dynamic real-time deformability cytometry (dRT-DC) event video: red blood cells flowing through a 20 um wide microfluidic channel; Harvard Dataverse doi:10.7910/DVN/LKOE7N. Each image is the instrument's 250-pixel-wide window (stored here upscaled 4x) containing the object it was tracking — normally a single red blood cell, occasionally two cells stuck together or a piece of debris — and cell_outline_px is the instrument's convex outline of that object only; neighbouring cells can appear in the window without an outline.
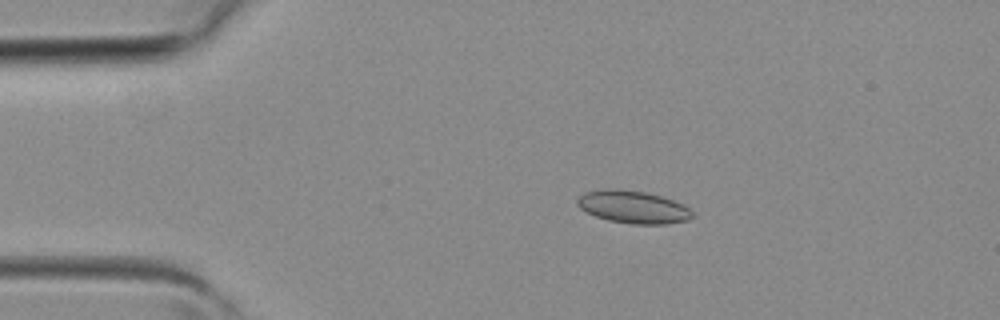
{"species": "common noctule bat (a hibernating species)", "species_latin": "Nyctalus noctula", "temperature_condition": "room temperature", "stored_images_in_passage": 4, "camera_frame_rate_fps": 3000, "um_per_image_px": 0.085, "animal": {"sex": "female", "body_mass_g": 19.3, "forearm_length_mm": 54.1}, "frame": {"image": 1, "passage_image": 3, "time_ms": 0.667, "image_size_px": [1000, 320], "cell_outline_px": [[692, 216], [688, 220], [668, 224], [632, 224], [608, 220], [596, 216], [580, 208], [576, 204], [576, 200], [584, 192], [604, 188], [620, 188], [644, 192], [660, 196], [684, 204], [692, 212]], "centroid_in_image_um": [53.79, 17.58], "position_along_channel_um": 31.2, "area_um2": 21.91}}